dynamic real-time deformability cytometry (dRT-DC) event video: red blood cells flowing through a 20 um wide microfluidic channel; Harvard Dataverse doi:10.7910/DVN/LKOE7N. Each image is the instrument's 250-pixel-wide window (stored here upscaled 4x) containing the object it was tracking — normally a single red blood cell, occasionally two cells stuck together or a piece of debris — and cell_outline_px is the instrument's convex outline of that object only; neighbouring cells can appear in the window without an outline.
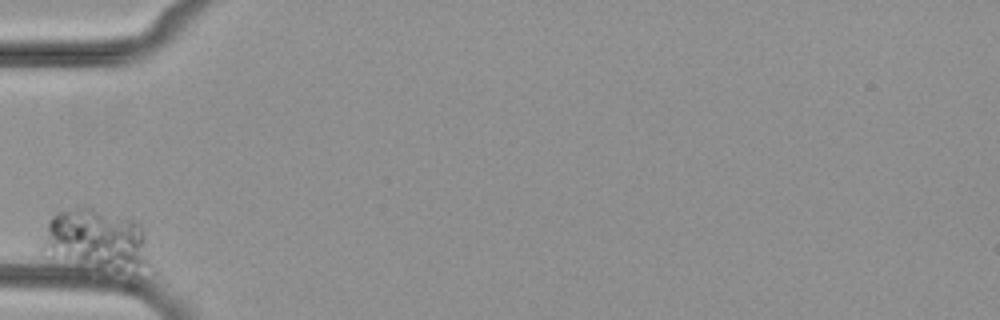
{"species": "common noctule bat (a hibernating species)", "species_latin": "Nyctalus noctula", "temperature_condition": "cold", "stored_images_in_passage": 30, "camera_frame_rate_fps": 3000, "um_per_image_px": 0.085, "animal": {"sex": "female", "body_mass_g": 29.2, "forearm_length_mm": 56.3}, "frame": {"image": 1, "passage_image": 1, "time_ms": 0.0, "image_size_px": [1000, 320], "cell_outline_px": [[148, 264], [136, 280], [104, 276], [80, 272], [52, 260], [40, 252], [40, 244], [48, 220], [56, 212], [76, 208], [92, 208], [132, 220], [140, 224], [144, 236]], "centroid_in_image_um": [8.14, 20.67], "position_along_channel_um": 76.9, "area_um2": 42.54}}
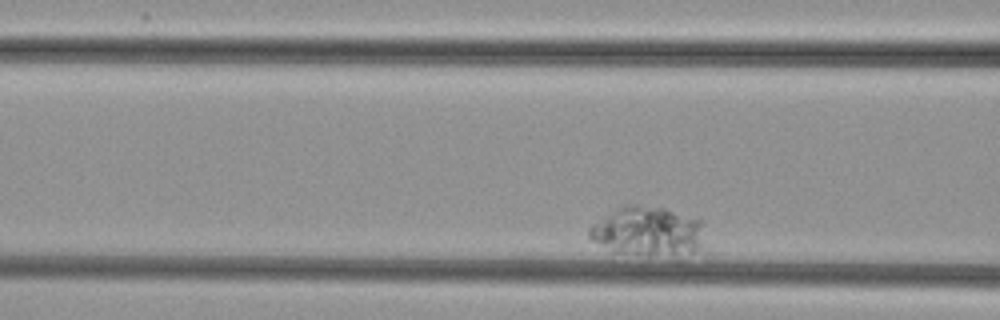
{"frame": {"image": 2, "passage_image": 5, "time_ms": 1.333, "image_size_px": [1000, 320], "cell_outline_px": [[704, 220], [700, 248], [692, 252], [672, 256], [648, 256], [612, 252], [592, 240], [588, 236], [588, 228], [592, 224], [616, 208], [624, 204], [636, 204], [664, 208], [700, 216]], "centroid_in_image_um": [55.08, 19.65], "position_along_channel_um": 111.5, "area_um2": 34.1}}
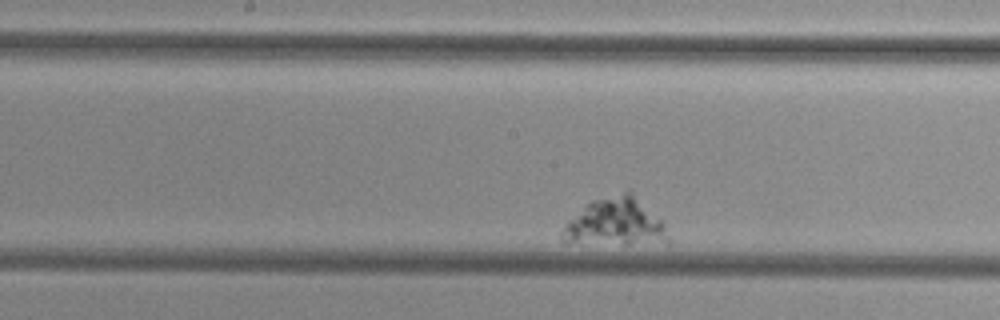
{"frame": {"image": 3, "passage_image": 14, "time_ms": 4.333, "image_size_px": [1000, 320], "cell_outline_px": [[672, 240], [668, 244], [564, 244], [560, 240], [560, 232], [568, 220], [584, 204], [592, 200], [628, 188], [664, 220]], "centroid_in_image_um": [52.34, 18.91], "position_along_channel_um": 195.9, "area_um2": 31.27}}